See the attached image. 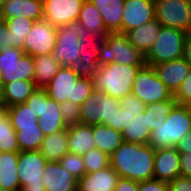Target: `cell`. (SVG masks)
<instances>
[{"label": "cell", "instance_id": "1", "mask_svg": "<svg viewBox=\"0 0 191 191\" xmlns=\"http://www.w3.org/2000/svg\"><path fill=\"white\" fill-rule=\"evenodd\" d=\"M154 158L150 144L123 142L110 155V166L120 177L143 182L154 178Z\"/></svg>", "mask_w": 191, "mask_h": 191}, {"label": "cell", "instance_id": "2", "mask_svg": "<svg viewBox=\"0 0 191 191\" xmlns=\"http://www.w3.org/2000/svg\"><path fill=\"white\" fill-rule=\"evenodd\" d=\"M45 90L58 103L70 101L81 105L94 90V81L91 74H82L75 67L61 66Z\"/></svg>", "mask_w": 191, "mask_h": 191}, {"label": "cell", "instance_id": "3", "mask_svg": "<svg viewBox=\"0 0 191 191\" xmlns=\"http://www.w3.org/2000/svg\"><path fill=\"white\" fill-rule=\"evenodd\" d=\"M141 67L143 66L115 63L97 67L91 74L94 89L120 100L131 94L136 75Z\"/></svg>", "mask_w": 191, "mask_h": 191}, {"label": "cell", "instance_id": "4", "mask_svg": "<svg viewBox=\"0 0 191 191\" xmlns=\"http://www.w3.org/2000/svg\"><path fill=\"white\" fill-rule=\"evenodd\" d=\"M144 66L145 56L137 50L125 34L108 33L98 39V67L108 64Z\"/></svg>", "mask_w": 191, "mask_h": 191}, {"label": "cell", "instance_id": "5", "mask_svg": "<svg viewBox=\"0 0 191 191\" xmlns=\"http://www.w3.org/2000/svg\"><path fill=\"white\" fill-rule=\"evenodd\" d=\"M191 131V113L187 105L176 104L170 114L151 132L149 144L156 150L174 147Z\"/></svg>", "mask_w": 191, "mask_h": 191}, {"label": "cell", "instance_id": "6", "mask_svg": "<svg viewBox=\"0 0 191 191\" xmlns=\"http://www.w3.org/2000/svg\"><path fill=\"white\" fill-rule=\"evenodd\" d=\"M25 104L37 114L38 126L45 136L67 128L60 112V103L50 98L45 89L37 88Z\"/></svg>", "mask_w": 191, "mask_h": 191}, {"label": "cell", "instance_id": "7", "mask_svg": "<svg viewBox=\"0 0 191 191\" xmlns=\"http://www.w3.org/2000/svg\"><path fill=\"white\" fill-rule=\"evenodd\" d=\"M119 109V99L94 89L91 95L80 105L81 124H102L114 129V117Z\"/></svg>", "mask_w": 191, "mask_h": 191}, {"label": "cell", "instance_id": "8", "mask_svg": "<svg viewBox=\"0 0 191 191\" xmlns=\"http://www.w3.org/2000/svg\"><path fill=\"white\" fill-rule=\"evenodd\" d=\"M185 35L184 30L162 26L159 37L145 55V64L154 67L160 63L183 58Z\"/></svg>", "mask_w": 191, "mask_h": 191}, {"label": "cell", "instance_id": "9", "mask_svg": "<svg viewBox=\"0 0 191 191\" xmlns=\"http://www.w3.org/2000/svg\"><path fill=\"white\" fill-rule=\"evenodd\" d=\"M84 31L77 22L57 28L56 44L52 54L61 66L77 68L81 64L80 39Z\"/></svg>", "mask_w": 191, "mask_h": 191}, {"label": "cell", "instance_id": "10", "mask_svg": "<svg viewBox=\"0 0 191 191\" xmlns=\"http://www.w3.org/2000/svg\"><path fill=\"white\" fill-rule=\"evenodd\" d=\"M0 75L3 83L16 80L33 81V57L17 47L0 50Z\"/></svg>", "mask_w": 191, "mask_h": 191}, {"label": "cell", "instance_id": "11", "mask_svg": "<svg viewBox=\"0 0 191 191\" xmlns=\"http://www.w3.org/2000/svg\"><path fill=\"white\" fill-rule=\"evenodd\" d=\"M131 93L146 105L173 98V94L160 80L154 67L146 64L139 69Z\"/></svg>", "mask_w": 191, "mask_h": 191}, {"label": "cell", "instance_id": "12", "mask_svg": "<svg viewBox=\"0 0 191 191\" xmlns=\"http://www.w3.org/2000/svg\"><path fill=\"white\" fill-rule=\"evenodd\" d=\"M154 6L162 26L191 30V0H154Z\"/></svg>", "mask_w": 191, "mask_h": 191}, {"label": "cell", "instance_id": "13", "mask_svg": "<svg viewBox=\"0 0 191 191\" xmlns=\"http://www.w3.org/2000/svg\"><path fill=\"white\" fill-rule=\"evenodd\" d=\"M57 28L45 19L35 21L25 37L23 52L32 57L52 53L56 44Z\"/></svg>", "mask_w": 191, "mask_h": 191}, {"label": "cell", "instance_id": "14", "mask_svg": "<svg viewBox=\"0 0 191 191\" xmlns=\"http://www.w3.org/2000/svg\"><path fill=\"white\" fill-rule=\"evenodd\" d=\"M47 162L39 150L20 151L17 165L20 188L26 186L44 187L42 175Z\"/></svg>", "mask_w": 191, "mask_h": 191}, {"label": "cell", "instance_id": "15", "mask_svg": "<svg viewBox=\"0 0 191 191\" xmlns=\"http://www.w3.org/2000/svg\"><path fill=\"white\" fill-rule=\"evenodd\" d=\"M85 0H46L43 3V19L60 27L77 21Z\"/></svg>", "mask_w": 191, "mask_h": 191}, {"label": "cell", "instance_id": "16", "mask_svg": "<svg viewBox=\"0 0 191 191\" xmlns=\"http://www.w3.org/2000/svg\"><path fill=\"white\" fill-rule=\"evenodd\" d=\"M155 19L154 0H125L121 34H126Z\"/></svg>", "mask_w": 191, "mask_h": 191}, {"label": "cell", "instance_id": "17", "mask_svg": "<svg viewBox=\"0 0 191 191\" xmlns=\"http://www.w3.org/2000/svg\"><path fill=\"white\" fill-rule=\"evenodd\" d=\"M177 176H180V153L175 147L156 149L154 178L169 183Z\"/></svg>", "mask_w": 191, "mask_h": 191}, {"label": "cell", "instance_id": "18", "mask_svg": "<svg viewBox=\"0 0 191 191\" xmlns=\"http://www.w3.org/2000/svg\"><path fill=\"white\" fill-rule=\"evenodd\" d=\"M42 177L45 191H78V180L58 161H48Z\"/></svg>", "mask_w": 191, "mask_h": 191}, {"label": "cell", "instance_id": "19", "mask_svg": "<svg viewBox=\"0 0 191 191\" xmlns=\"http://www.w3.org/2000/svg\"><path fill=\"white\" fill-rule=\"evenodd\" d=\"M154 69L160 80L174 94L190 73L191 64L183 57L155 65Z\"/></svg>", "mask_w": 191, "mask_h": 191}, {"label": "cell", "instance_id": "20", "mask_svg": "<svg viewBox=\"0 0 191 191\" xmlns=\"http://www.w3.org/2000/svg\"><path fill=\"white\" fill-rule=\"evenodd\" d=\"M120 176L111 166L93 173H85L78 180V191H114Z\"/></svg>", "mask_w": 191, "mask_h": 191}, {"label": "cell", "instance_id": "21", "mask_svg": "<svg viewBox=\"0 0 191 191\" xmlns=\"http://www.w3.org/2000/svg\"><path fill=\"white\" fill-rule=\"evenodd\" d=\"M43 11V3L37 0H5L0 18L7 20L23 16L38 21L43 19Z\"/></svg>", "mask_w": 191, "mask_h": 191}, {"label": "cell", "instance_id": "22", "mask_svg": "<svg viewBox=\"0 0 191 191\" xmlns=\"http://www.w3.org/2000/svg\"><path fill=\"white\" fill-rule=\"evenodd\" d=\"M76 22L83 29L85 35L96 39H103L110 33L105 28L100 12L90 0L83 2Z\"/></svg>", "mask_w": 191, "mask_h": 191}, {"label": "cell", "instance_id": "23", "mask_svg": "<svg viewBox=\"0 0 191 191\" xmlns=\"http://www.w3.org/2000/svg\"><path fill=\"white\" fill-rule=\"evenodd\" d=\"M161 27L162 25L155 18L138 28L128 31L125 35L129 42L145 56L159 37Z\"/></svg>", "mask_w": 191, "mask_h": 191}, {"label": "cell", "instance_id": "24", "mask_svg": "<svg viewBox=\"0 0 191 191\" xmlns=\"http://www.w3.org/2000/svg\"><path fill=\"white\" fill-rule=\"evenodd\" d=\"M94 148H96V145L93 136V125L75 124L68 126L69 152L83 156Z\"/></svg>", "mask_w": 191, "mask_h": 191}, {"label": "cell", "instance_id": "25", "mask_svg": "<svg viewBox=\"0 0 191 191\" xmlns=\"http://www.w3.org/2000/svg\"><path fill=\"white\" fill-rule=\"evenodd\" d=\"M101 14L105 28L110 33H121L125 0H90Z\"/></svg>", "mask_w": 191, "mask_h": 191}, {"label": "cell", "instance_id": "26", "mask_svg": "<svg viewBox=\"0 0 191 191\" xmlns=\"http://www.w3.org/2000/svg\"><path fill=\"white\" fill-rule=\"evenodd\" d=\"M145 109L146 104L132 93L121 98L120 109L116 111L114 117V129L122 133L135 115L143 113Z\"/></svg>", "mask_w": 191, "mask_h": 191}, {"label": "cell", "instance_id": "27", "mask_svg": "<svg viewBox=\"0 0 191 191\" xmlns=\"http://www.w3.org/2000/svg\"><path fill=\"white\" fill-rule=\"evenodd\" d=\"M33 82L37 88L45 89L52 78L57 74L61 65L52 53L33 57Z\"/></svg>", "mask_w": 191, "mask_h": 191}, {"label": "cell", "instance_id": "28", "mask_svg": "<svg viewBox=\"0 0 191 191\" xmlns=\"http://www.w3.org/2000/svg\"><path fill=\"white\" fill-rule=\"evenodd\" d=\"M18 153L2 152L0 156V188L10 191L20 189Z\"/></svg>", "mask_w": 191, "mask_h": 191}, {"label": "cell", "instance_id": "29", "mask_svg": "<svg viewBox=\"0 0 191 191\" xmlns=\"http://www.w3.org/2000/svg\"><path fill=\"white\" fill-rule=\"evenodd\" d=\"M39 151L47 161H59L68 151V127L46 135Z\"/></svg>", "mask_w": 191, "mask_h": 191}, {"label": "cell", "instance_id": "30", "mask_svg": "<svg viewBox=\"0 0 191 191\" xmlns=\"http://www.w3.org/2000/svg\"><path fill=\"white\" fill-rule=\"evenodd\" d=\"M3 95L1 100L7 107L25 103L29 96L37 89L33 81L16 80L3 83Z\"/></svg>", "mask_w": 191, "mask_h": 191}, {"label": "cell", "instance_id": "31", "mask_svg": "<svg viewBox=\"0 0 191 191\" xmlns=\"http://www.w3.org/2000/svg\"><path fill=\"white\" fill-rule=\"evenodd\" d=\"M93 136L96 148L109 156L124 142L121 132L102 124L93 125Z\"/></svg>", "mask_w": 191, "mask_h": 191}, {"label": "cell", "instance_id": "32", "mask_svg": "<svg viewBox=\"0 0 191 191\" xmlns=\"http://www.w3.org/2000/svg\"><path fill=\"white\" fill-rule=\"evenodd\" d=\"M123 141L135 144H149L151 131L148 126L147 114H138L122 131Z\"/></svg>", "mask_w": 191, "mask_h": 191}, {"label": "cell", "instance_id": "33", "mask_svg": "<svg viewBox=\"0 0 191 191\" xmlns=\"http://www.w3.org/2000/svg\"><path fill=\"white\" fill-rule=\"evenodd\" d=\"M79 52L82 61L77 69L82 74H92L98 67V39L84 35L80 39Z\"/></svg>", "mask_w": 191, "mask_h": 191}, {"label": "cell", "instance_id": "34", "mask_svg": "<svg viewBox=\"0 0 191 191\" xmlns=\"http://www.w3.org/2000/svg\"><path fill=\"white\" fill-rule=\"evenodd\" d=\"M3 21H5L10 33V45L23 49L25 37L31 31L35 21L23 16L10 18Z\"/></svg>", "mask_w": 191, "mask_h": 191}, {"label": "cell", "instance_id": "35", "mask_svg": "<svg viewBox=\"0 0 191 191\" xmlns=\"http://www.w3.org/2000/svg\"><path fill=\"white\" fill-rule=\"evenodd\" d=\"M16 135L20 151L39 150L45 137L38 124H35V126L20 127V130L16 131Z\"/></svg>", "mask_w": 191, "mask_h": 191}, {"label": "cell", "instance_id": "36", "mask_svg": "<svg viewBox=\"0 0 191 191\" xmlns=\"http://www.w3.org/2000/svg\"><path fill=\"white\" fill-rule=\"evenodd\" d=\"M7 115L15 131L20 130V127L35 126V124H38L37 114L25 103L7 107Z\"/></svg>", "mask_w": 191, "mask_h": 191}, {"label": "cell", "instance_id": "37", "mask_svg": "<svg viewBox=\"0 0 191 191\" xmlns=\"http://www.w3.org/2000/svg\"><path fill=\"white\" fill-rule=\"evenodd\" d=\"M176 104L177 101L172 98L146 105L144 112L147 114L148 126L151 132L161 124V120H165Z\"/></svg>", "mask_w": 191, "mask_h": 191}, {"label": "cell", "instance_id": "38", "mask_svg": "<svg viewBox=\"0 0 191 191\" xmlns=\"http://www.w3.org/2000/svg\"><path fill=\"white\" fill-rule=\"evenodd\" d=\"M0 151L12 153L20 152L16 131L7 114L0 119Z\"/></svg>", "mask_w": 191, "mask_h": 191}, {"label": "cell", "instance_id": "39", "mask_svg": "<svg viewBox=\"0 0 191 191\" xmlns=\"http://www.w3.org/2000/svg\"><path fill=\"white\" fill-rule=\"evenodd\" d=\"M86 173L97 172L110 166V156L94 148L83 155Z\"/></svg>", "mask_w": 191, "mask_h": 191}, {"label": "cell", "instance_id": "40", "mask_svg": "<svg viewBox=\"0 0 191 191\" xmlns=\"http://www.w3.org/2000/svg\"><path fill=\"white\" fill-rule=\"evenodd\" d=\"M58 162L77 180H79L86 173L85 163L82 155L68 151Z\"/></svg>", "mask_w": 191, "mask_h": 191}, {"label": "cell", "instance_id": "41", "mask_svg": "<svg viewBox=\"0 0 191 191\" xmlns=\"http://www.w3.org/2000/svg\"><path fill=\"white\" fill-rule=\"evenodd\" d=\"M60 112L67 127L81 124L80 105L70 101H64L60 103Z\"/></svg>", "mask_w": 191, "mask_h": 191}, {"label": "cell", "instance_id": "42", "mask_svg": "<svg viewBox=\"0 0 191 191\" xmlns=\"http://www.w3.org/2000/svg\"><path fill=\"white\" fill-rule=\"evenodd\" d=\"M173 98L177 104L187 105L191 102V71L173 94Z\"/></svg>", "mask_w": 191, "mask_h": 191}, {"label": "cell", "instance_id": "43", "mask_svg": "<svg viewBox=\"0 0 191 191\" xmlns=\"http://www.w3.org/2000/svg\"><path fill=\"white\" fill-rule=\"evenodd\" d=\"M138 191H169L168 183L155 178L139 182Z\"/></svg>", "mask_w": 191, "mask_h": 191}, {"label": "cell", "instance_id": "44", "mask_svg": "<svg viewBox=\"0 0 191 191\" xmlns=\"http://www.w3.org/2000/svg\"><path fill=\"white\" fill-rule=\"evenodd\" d=\"M169 191H191V179L183 176H177L168 183Z\"/></svg>", "mask_w": 191, "mask_h": 191}, {"label": "cell", "instance_id": "45", "mask_svg": "<svg viewBox=\"0 0 191 191\" xmlns=\"http://www.w3.org/2000/svg\"><path fill=\"white\" fill-rule=\"evenodd\" d=\"M180 175L191 179V153H180Z\"/></svg>", "mask_w": 191, "mask_h": 191}, {"label": "cell", "instance_id": "46", "mask_svg": "<svg viewBox=\"0 0 191 191\" xmlns=\"http://www.w3.org/2000/svg\"><path fill=\"white\" fill-rule=\"evenodd\" d=\"M139 182L120 177L114 191H138Z\"/></svg>", "mask_w": 191, "mask_h": 191}, {"label": "cell", "instance_id": "47", "mask_svg": "<svg viewBox=\"0 0 191 191\" xmlns=\"http://www.w3.org/2000/svg\"><path fill=\"white\" fill-rule=\"evenodd\" d=\"M9 35L10 33L5 21L0 18V50L13 47V45H10Z\"/></svg>", "mask_w": 191, "mask_h": 191}, {"label": "cell", "instance_id": "48", "mask_svg": "<svg viewBox=\"0 0 191 191\" xmlns=\"http://www.w3.org/2000/svg\"><path fill=\"white\" fill-rule=\"evenodd\" d=\"M179 153H191V131L174 146Z\"/></svg>", "mask_w": 191, "mask_h": 191}, {"label": "cell", "instance_id": "49", "mask_svg": "<svg viewBox=\"0 0 191 191\" xmlns=\"http://www.w3.org/2000/svg\"><path fill=\"white\" fill-rule=\"evenodd\" d=\"M183 57L191 64V30L185 35Z\"/></svg>", "mask_w": 191, "mask_h": 191}, {"label": "cell", "instance_id": "50", "mask_svg": "<svg viewBox=\"0 0 191 191\" xmlns=\"http://www.w3.org/2000/svg\"><path fill=\"white\" fill-rule=\"evenodd\" d=\"M18 191H45V188L40 186H26L20 188Z\"/></svg>", "mask_w": 191, "mask_h": 191}, {"label": "cell", "instance_id": "51", "mask_svg": "<svg viewBox=\"0 0 191 191\" xmlns=\"http://www.w3.org/2000/svg\"><path fill=\"white\" fill-rule=\"evenodd\" d=\"M6 114H7V106L2 100H0V119H2V117H4Z\"/></svg>", "mask_w": 191, "mask_h": 191}, {"label": "cell", "instance_id": "52", "mask_svg": "<svg viewBox=\"0 0 191 191\" xmlns=\"http://www.w3.org/2000/svg\"><path fill=\"white\" fill-rule=\"evenodd\" d=\"M3 82H2V78H1V75H0V100L2 98V95H3Z\"/></svg>", "mask_w": 191, "mask_h": 191}, {"label": "cell", "instance_id": "53", "mask_svg": "<svg viewBox=\"0 0 191 191\" xmlns=\"http://www.w3.org/2000/svg\"><path fill=\"white\" fill-rule=\"evenodd\" d=\"M4 1H5V0H0V13H1V10H2L3 4H4Z\"/></svg>", "mask_w": 191, "mask_h": 191}, {"label": "cell", "instance_id": "54", "mask_svg": "<svg viewBox=\"0 0 191 191\" xmlns=\"http://www.w3.org/2000/svg\"><path fill=\"white\" fill-rule=\"evenodd\" d=\"M187 106H188V108H189V110H190V113H191V102H189V103L187 104Z\"/></svg>", "mask_w": 191, "mask_h": 191}, {"label": "cell", "instance_id": "55", "mask_svg": "<svg viewBox=\"0 0 191 191\" xmlns=\"http://www.w3.org/2000/svg\"><path fill=\"white\" fill-rule=\"evenodd\" d=\"M0 191H10V190H5V189L0 188Z\"/></svg>", "mask_w": 191, "mask_h": 191}, {"label": "cell", "instance_id": "56", "mask_svg": "<svg viewBox=\"0 0 191 191\" xmlns=\"http://www.w3.org/2000/svg\"><path fill=\"white\" fill-rule=\"evenodd\" d=\"M37 1H40V2L44 3L46 0H37Z\"/></svg>", "mask_w": 191, "mask_h": 191}]
</instances>
